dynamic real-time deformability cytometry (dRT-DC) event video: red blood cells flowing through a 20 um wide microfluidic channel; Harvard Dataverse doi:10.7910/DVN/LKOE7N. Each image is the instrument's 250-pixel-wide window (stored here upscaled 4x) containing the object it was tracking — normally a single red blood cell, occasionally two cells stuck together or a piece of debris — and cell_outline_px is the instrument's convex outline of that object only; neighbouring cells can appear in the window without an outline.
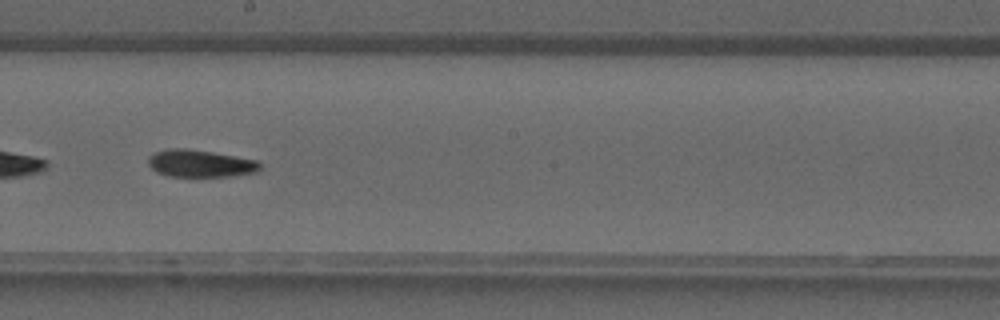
{"species": "common noctule bat (a hibernating species)", "species_latin": "Nyctalus noctula", "temperature_condition": "warm", "stored_images_in_passage": 24, "camera_frame_rate_fps": 3000, "um_per_image_px": 0.085, "animal": {"sex": "male", "forearm_length_mm": 52.5}, "frame": {"image": 1, "passage_image": 17, "time_ms": 5.333, "image_size_px": [1000, 320], "cell_outline_px": [[260, 168], [256, 172], [232, 176], [168, 176], [156, 172], [148, 164], [148, 156], [156, 152], [172, 148], [188, 148], [212, 152], [256, 160], [260, 164]], "centroid_in_image_um": [16.99, 13.89], "position_along_channel_um": 231.2, "area_um2": 17.63}}